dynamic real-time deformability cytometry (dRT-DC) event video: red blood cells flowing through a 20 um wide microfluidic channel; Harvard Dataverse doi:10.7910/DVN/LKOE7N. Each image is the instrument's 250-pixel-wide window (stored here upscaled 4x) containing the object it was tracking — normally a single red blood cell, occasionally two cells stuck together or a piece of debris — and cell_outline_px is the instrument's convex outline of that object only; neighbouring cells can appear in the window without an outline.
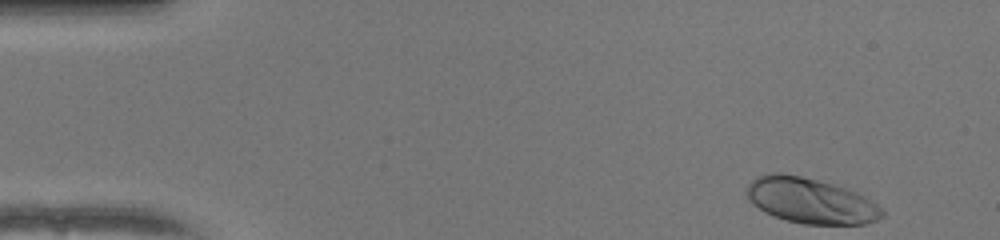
{"species": "human", "species_latin": "Homo sapiens", "temperature_condition": "warm", "stored_images_in_passage": 48, "camera_frame_rate_fps": 3000, "um_per_image_px": 0.085, "donor": {"sex": "female"}, "frame": {"image": 1, "passage_image": 1, "time_ms": 0.0, "image_size_px": [1000, 240], "cell_outline_px": [[884, 216], [876, 220], [864, 224], [804, 224], [788, 220], [764, 212], [752, 204], [748, 200], [748, 184], [756, 176], [772, 172], [780, 172], [800, 176], [832, 184], [856, 192], [864, 196], [876, 204], [884, 212]], "centroid_in_image_um": [68.87, 17.06], "position_along_channel_um": 16.1, "area_um2": 35.55}}
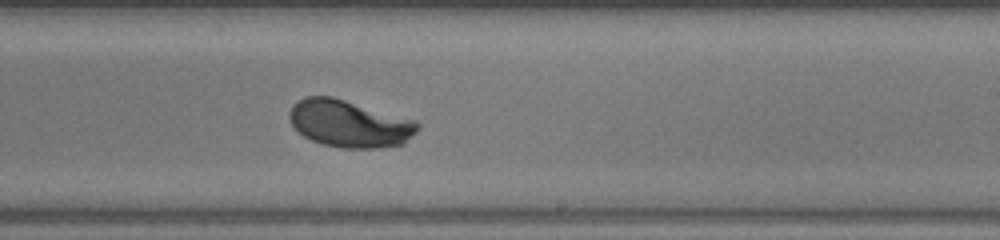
{"frame": {"image": 2, "passage_image": 28, "time_ms": 9.0, "image_size_px": [1000, 240], "cell_outline_px": [[420, 128], [404, 144], [380, 148], [340, 148], [324, 144], [312, 140], [304, 136], [292, 124], [288, 116], [288, 112], [292, 104], [304, 96], [332, 96], [416, 120], [420, 124]], "centroid_in_image_um": [29.71, 10.5], "position_along_channel_um": 259.3, "area_um2": 35.43}}
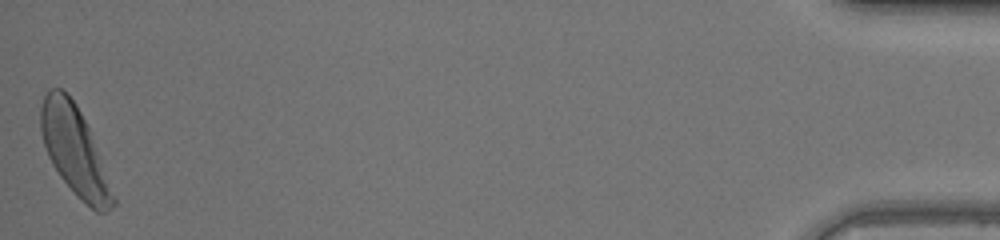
{"frame": {"image": 3, "passage_image": 48, "time_ms": 15.667, "image_size_px": [1000, 240], "cell_outline_px": [[116, 204], [104, 212], [96, 212], [76, 196], [60, 176], [52, 164], [48, 156], [40, 132], [40, 108], [44, 96], [48, 88], [60, 88], [76, 104], [88, 128], [116, 200]], "centroid_in_image_um": [6.3, 12.81], "position_along_channel_um": 428.9, "area_um2": 36.47}, "authors_computed_cell_mechanics": {"area_um2": 34.969, "velocity_mm_per_s": 4.0134, "shape_relaxation_time_tau1_ms": 2.7185, "shape_relaxation_time_tau2_ms": null, "deformation_change_tau1": 0.1848, "deformation_change_tau2": null}}